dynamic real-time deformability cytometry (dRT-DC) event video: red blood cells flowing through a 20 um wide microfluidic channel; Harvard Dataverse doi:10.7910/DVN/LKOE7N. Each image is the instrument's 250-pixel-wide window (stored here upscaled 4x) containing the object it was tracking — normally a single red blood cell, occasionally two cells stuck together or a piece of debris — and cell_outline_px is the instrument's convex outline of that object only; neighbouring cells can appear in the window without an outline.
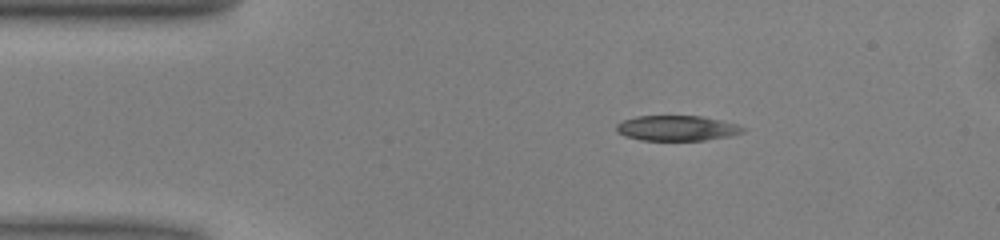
{"species": "common noctule bat (a hibernating species)", "species_latin": "Nyctalus noctula", "temperature_condition": "warm", "stored_images_in_passage": 43, "camera_frame_rate_fps": 3000, "um_per_image_px": 0.085, "animal": {"sex": "male", "body_mass_g": 13.0, "forearm_length_mm": 53.1}, "frame": {"image": 1, "passage_image": 1, "time_ms": 0.0, "image_size_px": [1000, 240], "cell_outline_px": [[748, 128], [744, 132], [732, 136], [704, 140], [640, 140], [624, 136], [616, 132], [616, 124], [620, 120], [636, 116], [700, 116], [720, 120], [736, 124]], "centroid_in_image_um": [57.52, 10.89], "position_along_channel_um": 27.5, "area_um2": 18.84}}
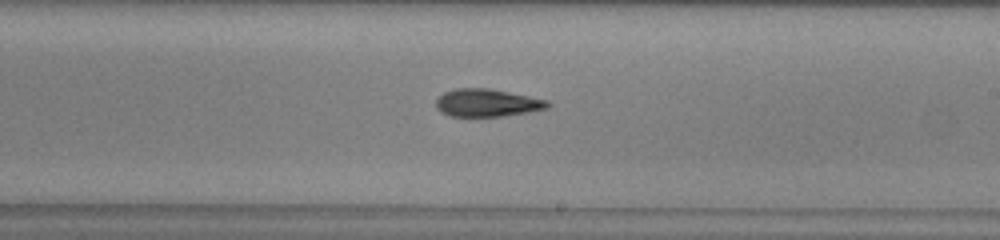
{"frame": {"image": 2, "passage_image": 21, "time_ms": 6.667, "image_size_px": [1000, 240], "cell_outline_px": [[552, 104], [548, 108], [500, 116], [448, 116], [440, 112], [436, 108], [436, 100], [444, 92], [456, 88], [488, 88], [548, 100]], "centroid_in_image_um": [41.37, 8.74], "position_along_channel_um": 247.6, "area_um2": 17.86}}
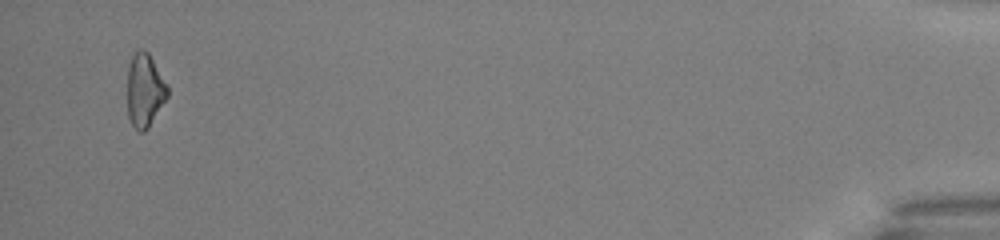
{"frame": {"image": 3, "passage_image": 41, "time_ms": 13.333, "image_size_px": [1000, 240], "cell_outline_px": [[168, 96], [148, 128], [144, 132], [140, 132], [132, 124], [128, 116], [128, 64], [132, 56], [140, 48], [144, 48], [148, 52], [168, 84]], "centroid_in_image_um": [12.31, 7.65], "position_along_channel_um": 422.9, "area_um2": 17.22}, "authors_computed_cell_mechanics": {"area_um2": 18.207, "velocity_mm_per_s": 4.0389, "shape_relaxation_time_tau1_ms": 4.4456, "shape_relaxation_time_tau2_ms": 7.752, "deformation_change_tau1": 0.1401, "deformation_change_tau2": 0.216}}